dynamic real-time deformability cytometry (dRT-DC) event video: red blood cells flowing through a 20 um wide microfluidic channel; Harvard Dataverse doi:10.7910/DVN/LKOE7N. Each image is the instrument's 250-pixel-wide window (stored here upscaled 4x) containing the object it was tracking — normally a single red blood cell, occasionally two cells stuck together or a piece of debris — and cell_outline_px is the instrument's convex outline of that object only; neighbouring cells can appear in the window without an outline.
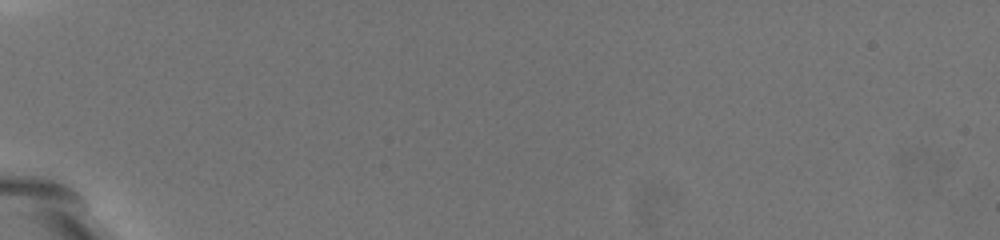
{"species": "common noctule bat (a hibernating species)", "species_latin": "Nyctalus noctula", "temperature_condition": "warm", "stored_images_in_passage": 2, "camera_frame_rate_fps": 3000, "um_per_image_px": 0.085, "animal": {"sex": "female", "body_mass_g": 19.5, "forearm_length_mm": 54.1}, "frame": {"image": 1, "passage_image": 1, "time_ms": 0.0, "image_size_px": [1000, 240], "cell_outline_px": [[168, 108], [156, 124], [136, 104], [96, 60], [92, 44], [120, 48], [132, 56], [164, 100]], "centroid_in_image_um": [11.17, 6.8], "position_along_channel_um": 73.8, "area_um2": 16.88}}